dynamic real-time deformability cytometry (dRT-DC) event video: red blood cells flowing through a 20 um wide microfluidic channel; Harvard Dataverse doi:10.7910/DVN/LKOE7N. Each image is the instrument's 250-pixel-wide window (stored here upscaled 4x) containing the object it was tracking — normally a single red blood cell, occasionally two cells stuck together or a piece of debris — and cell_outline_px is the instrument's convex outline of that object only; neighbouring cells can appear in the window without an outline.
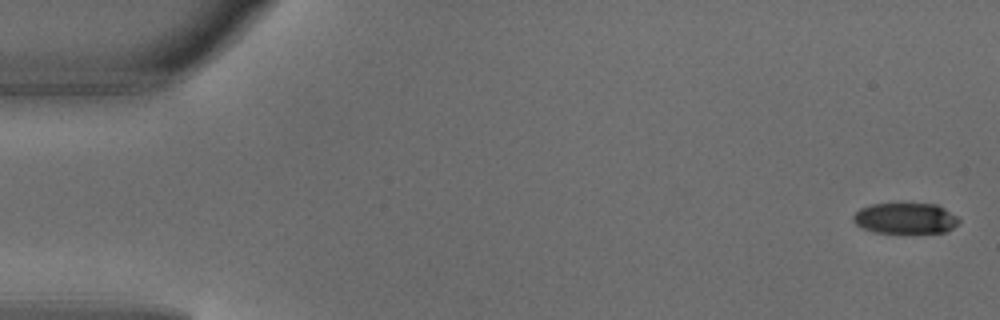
{"species": "common noctule bat (a hibernating species)", "species_latin": "Nyctalus noctula", "temperature_condition": "warm", "stored_images_in_passage": 6, "camera_frame_rate_fps": 3000, "um_per_image_px": 0.085, "animal": {"sex": "male", "body_mass_g": 18.8}, "frame": {"image": 1, "passage_image": 1, "time_ms": 0.0, "image_size_px": [1000, 320], "cell_outline_px": [[960, 220], [948, 232], [904, 236], [872, 232], [856, 224], [852, 220], [852, 216], [860, 208], [872, 204], [936, 204], [944, 208], [956, 216]], "centroid_in_image_um": [76.95, 18.62], "position_along_channel_um": 8.0, "area_um2": 19.83}}
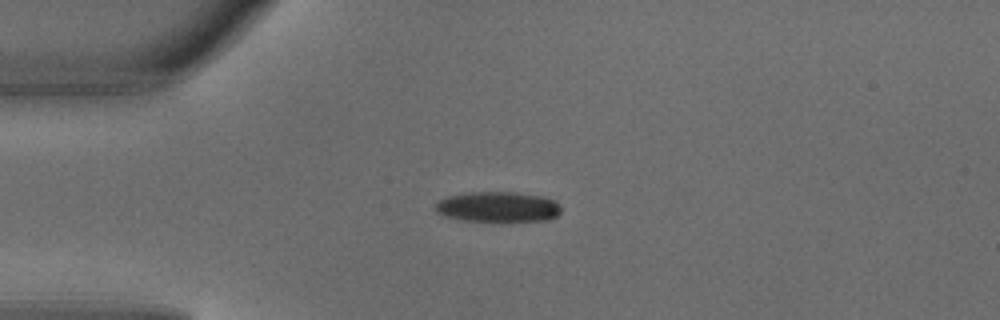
{"frame": {"image": 2, "passage_image": 4, "time_ms": 1.0, "image_size_px": [1000, 320], "cell_outline_px": [[560, 212], [556, 216], [548, 220], [460, 220], [436, 212], [436, 200], [448, 196], [468, 192], [516, 192], [544, 196], [556, 200], [560, 204]], "centroid_in_image_um": [42.34, 17.55], "position_along_channel_um": 42.7, "area_um2": 22.08}}
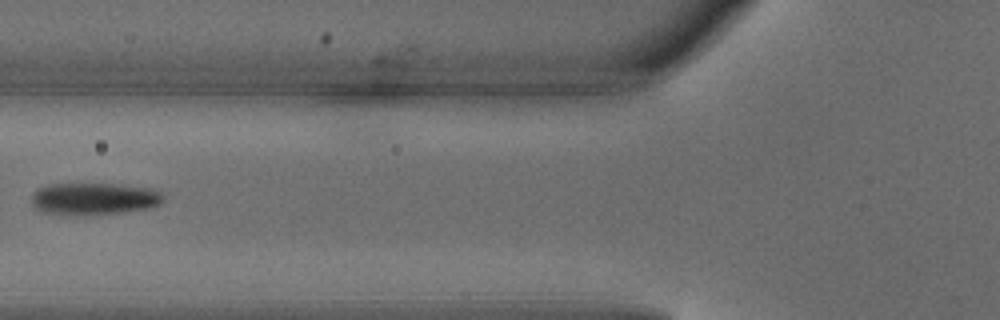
{"frame": {"image": 3, "passage_image": 6, "time_ms": 1.667, "image_size_px": [1000, 320], "cell_outline_px": [[164, 200], [160, 204], [148, 208], [120, 212], [44, 212], [36, 208], [32, 204], [32, 196], [36, 188], [48, 184], [112, 184], [160, 188], [164, 196]], "centroid_in_image_um": [8.09, 16.83], "position_along_channel_um": 117.7, "area_um2": 23.87}}